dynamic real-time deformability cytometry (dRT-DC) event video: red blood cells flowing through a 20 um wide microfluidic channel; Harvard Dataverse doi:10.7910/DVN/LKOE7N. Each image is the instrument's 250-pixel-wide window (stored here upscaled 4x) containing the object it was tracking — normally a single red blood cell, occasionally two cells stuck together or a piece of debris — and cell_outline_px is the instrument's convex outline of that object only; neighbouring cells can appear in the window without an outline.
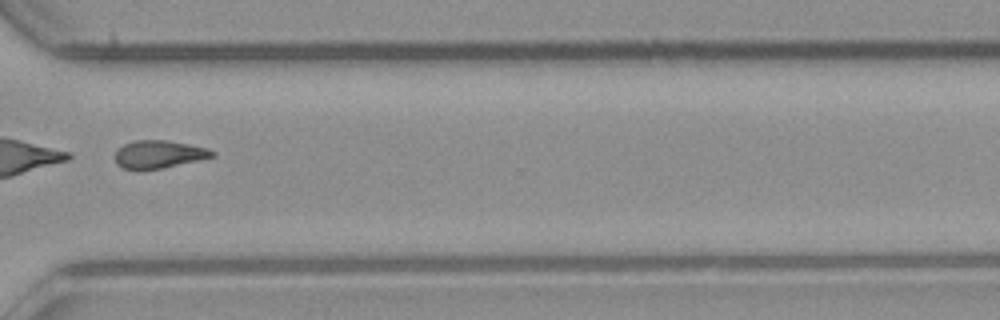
{"species": "common noctule bat (a hibernating species)", "species_latin": "Nyctalus noctula", "temperature_condition": "room temperature", "stored_images_in_passage": 50, "segment_of_instrument_passage": [2, 2], "camera_frame_rate_fps": 3000, "um_per_image_px": 0.085, "animal": {"sex": "male", "body_mass_g": 23.1, "forearm_length_mm": 52.7}, "frame": {"image": 1, "passage_image": 40, "time_ms": 13.0, "image_size_px": [1000, 320], "cell_outline_px": [[216, 156], [160, 168], [136, 172], [120, 168], [116, 164], [116, 152], [124, 144], [136, 140], [168, 140], [208, 148], [216, 152]], "centroid_in_image_um": [13.47, 13.14], "position_along_channel_um": 357.1, "area_um2": 15.95}}